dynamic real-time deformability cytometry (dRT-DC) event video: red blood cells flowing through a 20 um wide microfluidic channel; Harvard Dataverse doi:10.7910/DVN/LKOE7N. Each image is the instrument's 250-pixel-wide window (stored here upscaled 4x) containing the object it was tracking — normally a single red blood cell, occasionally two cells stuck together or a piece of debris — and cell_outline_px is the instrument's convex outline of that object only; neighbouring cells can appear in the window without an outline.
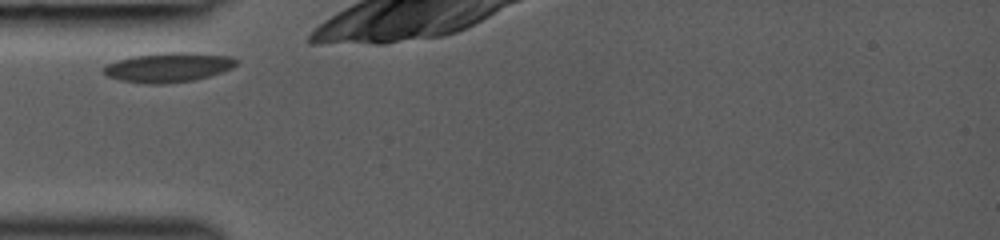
{"species": "common noctule bat (a hibernating species)", "species_latin": "Nyctalus noctula", "temperature_condition": "room temperature", "stored_images_in_passage": 26, "camera_frame_rate_fps": 3000, "um_per_image_px": 0.085, "animal": {"sex": "female", "body_mass_g": 19.0, "forearm_length_mm": 53.3}, "frame": {"image": 1, "passage_image": 1, "time_ms": 0.0, "image_size_px": [1000, 240], "cell_outline_px": [[236, 64], [232, 68], [208, 76], [192, 80], [164, 84], [148, 84], [120, 80], [108, 76], [104, 72], [104, 68], [108, 64], [116, 60], [132, 56], [164, 52], [184, 52], [228, 56], [236, 60]], "centroid_in_image_um": [14.27, 5.72], "position_along_channel_um": 70.7, "area_um2": 22.48}}
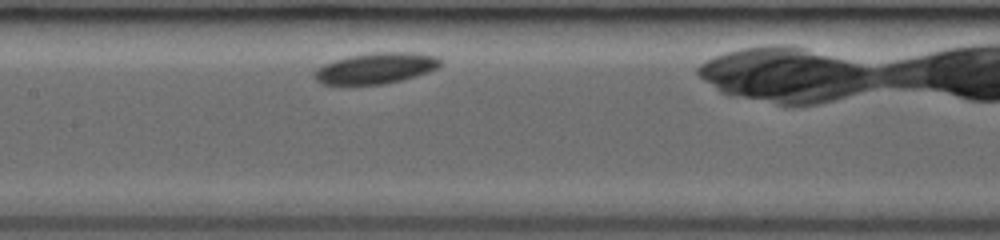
{"frame": {"image": 2, "passage_image": 9, "time_ms": 2.667, "image_size_px": [1000, 240], "cell_outline_px": [[444, 64], [428, 72], [416, 76], [400, 80], [380, 84], [320, 84], [316, 80], [316, 72], [324, 64], [332, 60], [348, 56], [372, 52], [416, 52], [436, 56], [444, 60]], "centroid_in_image_um": [32.02, 5.77], "position_along_channel_um": 175.4, "area_um2": 22.66}}
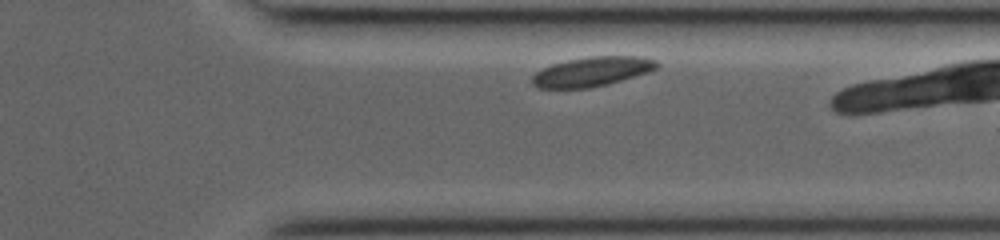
{"frame": {"image": 3, "passage_image": 23, "time_ms": 7.333, "image_size_px": [1000, 240], "cell_outline_px": [[660, 68], [648, 72], [608, 84], [592, 88], [536, 88], [532, 84], [532, 76], [536, 72], [552, 64], [568, 60], [588, 56], [640, 56], [656, 60], [660, 64]], "centroid_in_image_um": [50.35, 6.08], "position_along_channel_um": 361.1, "area_um2": 21.56}}